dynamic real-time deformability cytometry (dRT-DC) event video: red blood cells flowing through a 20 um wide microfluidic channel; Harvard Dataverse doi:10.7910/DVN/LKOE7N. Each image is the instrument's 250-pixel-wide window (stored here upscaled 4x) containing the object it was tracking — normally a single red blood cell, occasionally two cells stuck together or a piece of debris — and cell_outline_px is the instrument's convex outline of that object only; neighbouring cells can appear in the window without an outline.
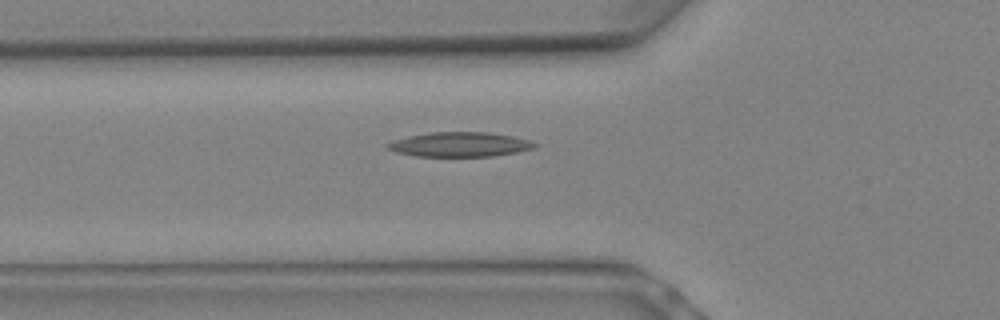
{"species": "Egyptian fruit bat (a non-hibernating species)", "species_latin": "Rousettus aegyptiacus", "temperature_condition": "warm", "stored_images_in_passage": 9, "camera_frame_rate_fps": 3000, "um_per_image_px": 0.085, "animal": {"sex": "female"}, "frame": {"image": 1, "passage_image": 6, "time_ms": 1.667, "image_size_px": [1000, 320], "cell_outline_px": [[540, 144], [532, 148], [516, 152], [492, 156], [416, 156], [396, 152], [388, 148], [384, 144], [392, 140], [408, 136], [432, 132], [488, 132], [512, 136], [528, 140]], "centroid_in_image_um": [39.05, 12.27], "position_along_channel_um": 86.8, "area_um2": 20.98}}